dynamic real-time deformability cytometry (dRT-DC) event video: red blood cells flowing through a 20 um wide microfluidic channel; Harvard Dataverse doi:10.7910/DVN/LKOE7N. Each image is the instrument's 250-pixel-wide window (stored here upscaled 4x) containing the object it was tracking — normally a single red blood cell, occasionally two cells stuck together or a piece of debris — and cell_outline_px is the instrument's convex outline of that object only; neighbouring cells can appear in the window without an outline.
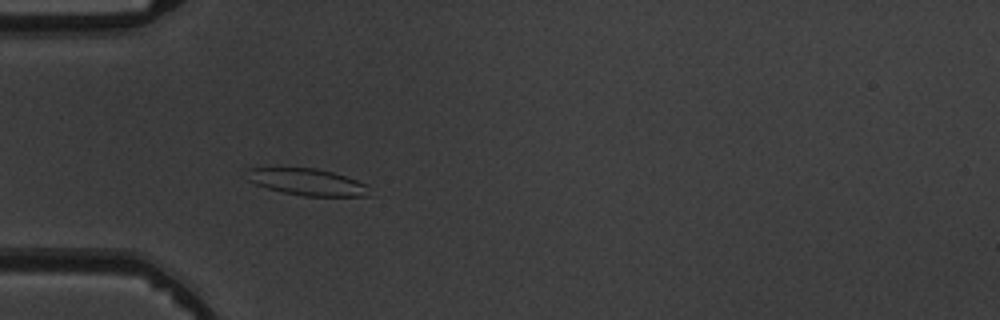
{"species": "common noctule bat (a hibernating species)", "species_latin": "Nyctalus noctula", "temperature_condition": "warm", "stored_images_in_passage": 4, "camera_frame_rate_fps": 3000, "um_per_image_px": 0.085, "animal": {"sex": "male", "body_mass_g": 19.5, "forearm_length_mm": 54.6}, "frame": {"image": 1, "passage_image": 4, "time_ms": 4.0, "image_size_px": [1000, 320], "cell_outline_px": [[368, 196], [304, 196], [284, 192], [268, 188], [256, 184], [248, 180], [248, 168], [316, 168], [332, 172], [368, 184]], "centroid_in_image_um": [26.14, 15.47], "position_along_channel_um": 58.9, "area_um2": 18.79}}